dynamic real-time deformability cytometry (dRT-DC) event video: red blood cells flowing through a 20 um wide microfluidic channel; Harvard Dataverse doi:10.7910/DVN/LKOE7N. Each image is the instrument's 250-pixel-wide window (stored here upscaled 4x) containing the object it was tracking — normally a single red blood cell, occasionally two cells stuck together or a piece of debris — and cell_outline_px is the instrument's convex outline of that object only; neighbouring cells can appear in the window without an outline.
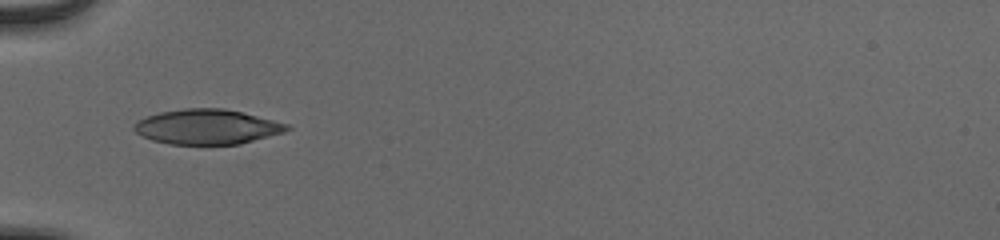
{"species": "human", "species_latin": "Homo sapiens", "temperature_condition": "cold", "stored_images_in_passage": 35, "camera_frame_rate_fps": 3000, "um_per_image_px": 0.085, "donor": {"sex": "male"}, "frame": {"image": 1, "passage_image": 1, "time_ms": 0.0, "image_size_px": [1000, 240], "cell_outline_px": [[292, 128], [284, 132], [240, 144], [168, 144], [152, 140], [136, 132], [132, 128], [136, 120], [160, 112], [184, 108], [224, 108], [288, 124]], "centroid_in_image_um": [17.57, 10.78], "position_along_channel_um": 67.4, "area_um2": 30.92}}
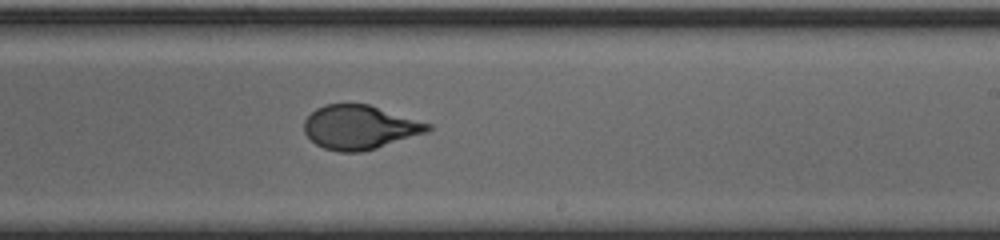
{"frame": {"image": 2, "passage_image": 16, "time_ms": 5.0, "image_size_px": [1000, 240], "cell_outline_px": [[432, 128], [428, 132], [376, 148], [360, 152], [340, 152], [324, 148], [316, 144], [304, 132], [304, 120], [316, 108], [324, 104], [368, 104], [432, 124]], "centroid_in_image_um": [30.57, 10.81], "position_along_channel_um": 258.4, "area_um2": 31.62}}
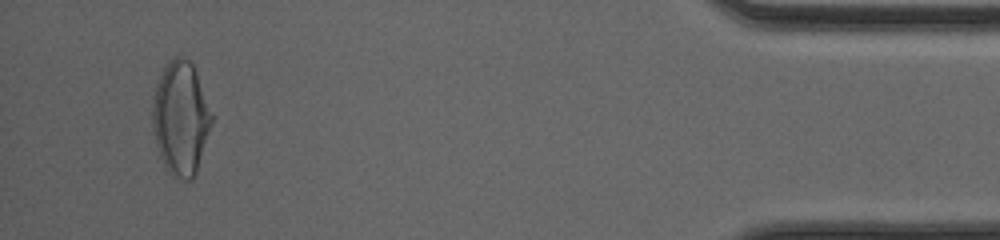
{"frame": {"image": 3, "passage_image": 33, "time_ms": 10.667, "image_size_px": [1000, 240], "cell_outline_px": [[216, 116], [196, 172], [192, 180], [184, 180], [172, 176], [168, 172], [160, 156], [156, 144], [152, 128], [152, 104], [156, 84], [168, 60], [176, 56], [180, 56], [188, 60], [192, 64], [196, 72]], "centroid_in_image_um": [15.4, 10.05], "position_along_channel_um": 419.8, "area_um2": 39.88}, "authors_computed_cell_mechanics": {"area_um2": 32.2524, "velocity_mm_per_s": 3.9113, "shape_relaxation_time_tau1_ms": 5.3733, "shape_relaxation_time_tau2_ms": null, "deformation_change_tau1": 0.2122, "deformation_change_tau2": null}}